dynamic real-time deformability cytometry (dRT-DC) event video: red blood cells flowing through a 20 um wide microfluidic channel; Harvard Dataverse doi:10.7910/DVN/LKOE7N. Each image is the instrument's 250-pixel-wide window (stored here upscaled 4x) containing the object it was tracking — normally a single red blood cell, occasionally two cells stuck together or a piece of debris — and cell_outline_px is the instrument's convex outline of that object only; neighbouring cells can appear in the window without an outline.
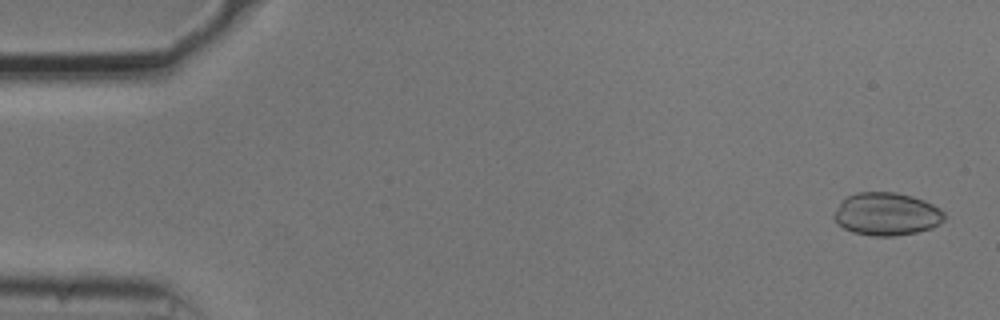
{"species": "common noctule bat (a hibernating species)", "species_latin": "Nyctalus noctula", "temperature_condition": "cold", "stored_images_in_passage": 54, "camera_frame_rate_fps": 3000, "um_per_image_px": 0.085, "animal": {"sex": "male", "body_mass_g": 20.5, "forearm_length_mm": 52.5}, "frame": {"image": 1, "passage_image": 2, "time_ms": 0.333, "image_size_px": [1000, 320], "cell_outline_px": [[944, 220], [932, 228], [916, 232], [892, 236], [872, 236], [852, 232], [836, 224], [832, 216], [840, 200], [856, 192], [896, 192], [912, 196], [924, 200], [940, 208], [944, 212]], "centroid_in_image_um": [75.32, 18.19], "position_along_channel_um": 9.7, "area_um2": 27.8}}
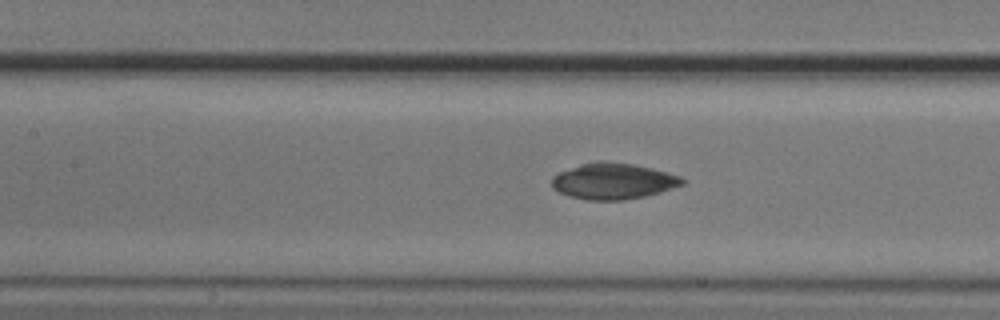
{"frame": {"image": 2, "passage_image": 24, "time_ms": 7.667, "image_size_px": [1000, 320], "cell_outline_px": [[684, 184], [660, 192], [644, 196], [624, 200], [584, 200], [568, 196], [552, 188], [552, 176], [560, 172], [580, 164], [596, 160], [600, 160], [632, 164], [652, 168], [680, 176], [684, 180]], "centroid_in_image_um": [52.09, 15.4], "position_along_channel_um": 155.3, "area_um2": 27.46}}
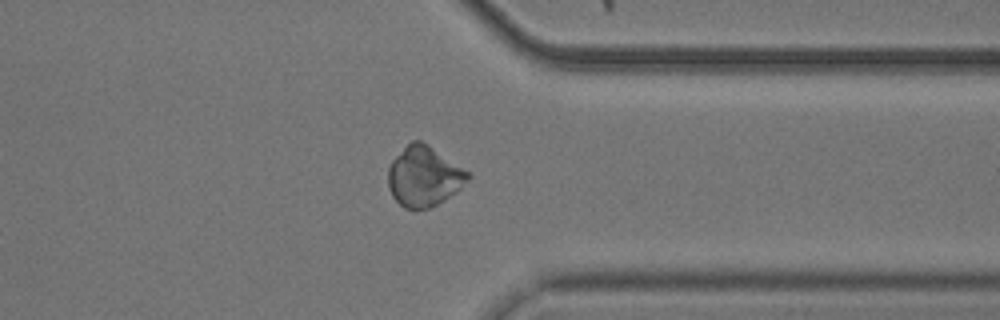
{"frame": {"image": 3, "passage_image": 42, "time_ms": 13.667, "image_size_px": [1000, 320], "cell_outline_px": [[472, 176], [460, 188], [436, 204], [428, 208], [404, 208], [392, 196], [388, 188], [388, 168], [392, 160], [412, 140], [420, 140], [428, 144], [468, 172]], "centroid_in_image_um": [36.01, 14.98], "position_along_channel_um": 375.4, "area_um2": 27.4}, "authors_computed_cell_mechanics": {"area_um2": 27.6573, "velocity_mm_per_s": 3.7287, "shape_relaxation_time_tau1_ms": 8.6421, "shape_relaxation_time_tau2_ms": 2.789, "deformation_change_tau1": 0.1613, "deformation_change_tau2": 0.0401}}